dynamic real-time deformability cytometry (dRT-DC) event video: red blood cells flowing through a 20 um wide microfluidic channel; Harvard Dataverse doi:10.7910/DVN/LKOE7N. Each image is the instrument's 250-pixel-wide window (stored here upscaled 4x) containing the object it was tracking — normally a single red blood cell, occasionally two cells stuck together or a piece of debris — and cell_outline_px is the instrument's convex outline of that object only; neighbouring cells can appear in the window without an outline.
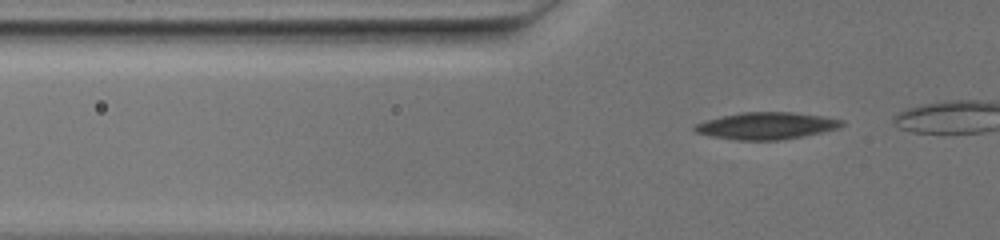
{"species": "common noctule bat (a hibernating species)", "species_latin": "Nyctalus noctula", "temperature_condition": "warm", "stored_images_in_passage": 25, "camera_frame_rate_fps": 3000, "um_per_image_px": 0.085, "animal": {"sex": "female", "body_mass_g": 19.5, "forearm_length_mm": 54.1}, "frame": {"image": 1, "passage_image": 15, "time_ms": 4.667, "image_size_px": [1000, 240], "cell_outline_px": [[844, 124], [840, 128], [800, 136], [776, 140], [736, 140], [712, 136], [696, 132], [692, 128], [696, 124], [720, 116], [740, 112], [792, 112], [820, 116], [844, 120]], "centroid_in_image_um": [65.13, 10.68], "position_along_channel_um": 60.7, "area_um2": 22.83}}
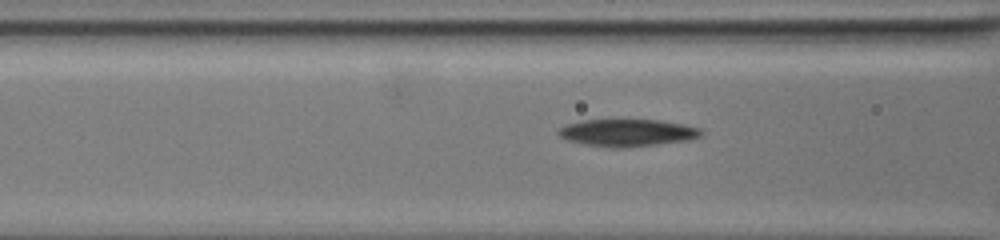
{"frame": {"image": 2, "passage_image": 22, "time_ms": 7.0, "image_size_px": [1000, 240], "cell_outline_px": [[704, 132], [700, 136], [688, 140], [628, 148], [612, 148], [584, 144], [568, 140], [560, 136], [556, 132], [560, 128], [568, 124], [584, 120], [660, 120], [684, 124], [700, 128]], "centroid_in_image_um": [53.35, 11.29], "position_along_channel_um": 113.3, "area_um2": 22.66}}